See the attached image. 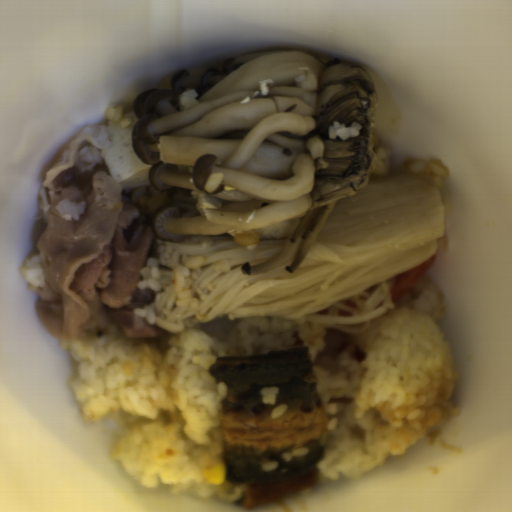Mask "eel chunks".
<instances>
[{
    "instance_id": "obj_1",
    "label": "eel chunks",
    "mask_w": 512,
    "mask_h": 512,
    "mask_svg": "<svg viewBox=\"0 0 512 512\" xmlns=\"http://www.w3.org/2000/svg\"><path fill=\"white\" fill-rule=\"evenodd\" d=\"M208 371L226 387L220 422L225 480L247 484L236 504L246 510L267 507L319 484L316 466L323 458L329 418L308 346L220 356ZM270 386L280 390L275 405L261 400L260 391ZM284 403L288 411L273 420L272 410ZM302 447L308 455L288 462L282 458L283 452ZM273 460L276 470H262V463Z\"/></svg>"
}]
</instances>
